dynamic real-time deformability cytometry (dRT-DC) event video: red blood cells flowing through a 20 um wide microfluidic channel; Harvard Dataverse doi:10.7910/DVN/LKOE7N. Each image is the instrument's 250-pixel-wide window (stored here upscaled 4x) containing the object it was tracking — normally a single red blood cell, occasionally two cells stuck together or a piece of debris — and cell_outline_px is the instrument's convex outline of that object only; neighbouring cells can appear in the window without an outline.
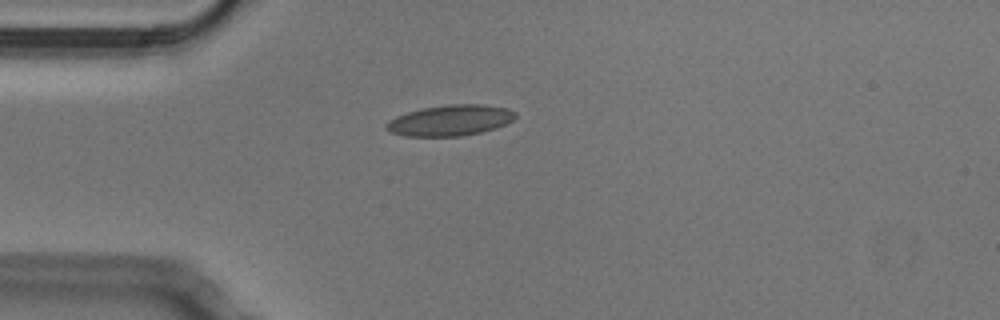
{"species": "Egyptian fruit bat (a non-hibernating species)", "species_latin": "Rousettus aegyptiacus", "temperature_condition": "cold", "stored_images_in_passage": 40, "camera_frame_rate_fps": 3000, "um_per_image_px": 0.085, "animal": {"sex": "male"}, "frame": {"image": 1, "passage_image": 1, "time_ms": 0.0, "image_size_px": [1000, 320], "cell_outline_px": [[516, 116], [512, 120], [496, 128], [480, 132], [460, 136], [404, 136], [388, 132], [384, 128], [384, 124], [388, 120], [396, 116], [408, 112], [424, 108], [448, 104], [484, 104], [508, 108], [516, 112]], "centroid_in_image_um": [38.23, 10.23], "position_along_channel_um": 46.8, "area_um2": 23.29}}
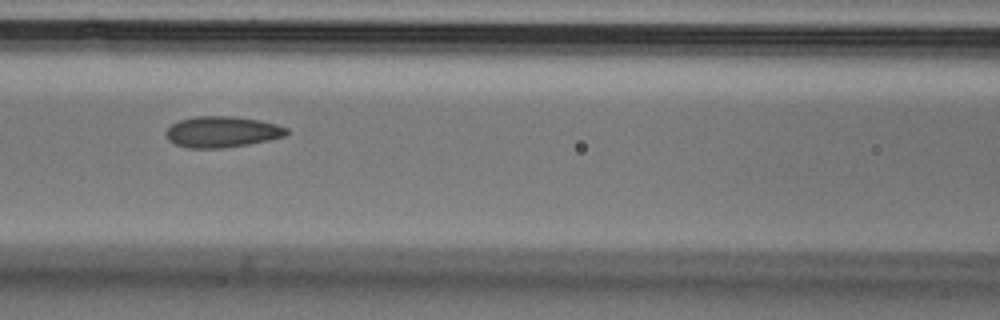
{"frame": {"image": 2, "passage_image": 10, "time_ms": 3.0, "image_size_px": [1000, 320], "cell_outline_px": [[288, 132], [284, 136], [268, 140], [248, 144], [224, 148], [188, 148], [176, 144], [168, 140], [164, 132], [172, 124], [180, 120], [196, 116], [236, 116], [260, 120], [276, 124], [288, 128]], "centroid_in_image_um": [18.86, 11.2], "position_along_channel_um": 147.7, "area_um2": 21.85}}
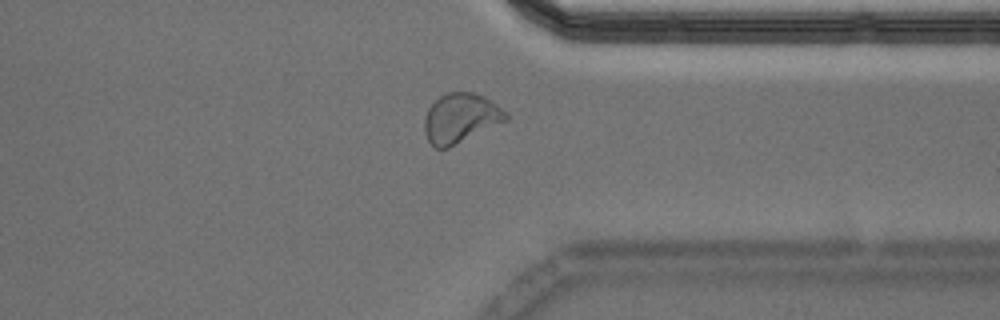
{"frame": {"image": 3, "passage_image": 28, "time_ms": 9.0, "image_size_px": [1000, 320], "cell_outline_px": [[508, 120], [448, 148], [436, 148], [428, 140], [424, 132], [424, 116], [428, 108], [444, 92], [472, 92], [484, 96], [508, 112]], "centroid_in_image_um": [39.15, 10.03], "position_along_channel_um": 372.3, "area_um2": 23.58}, "authors_computed_cell_mechanics": {"area_um2": 21.9062, "velocity_mm_per_s": 3.783, "shape_relaxation_time_tau1_ms": 6.3884, "shape_relaxation_time_tau2_ms": 1.2726, "deformation_change_tau1": 0.1285, "deformation_change_tau2": 0.0603}}